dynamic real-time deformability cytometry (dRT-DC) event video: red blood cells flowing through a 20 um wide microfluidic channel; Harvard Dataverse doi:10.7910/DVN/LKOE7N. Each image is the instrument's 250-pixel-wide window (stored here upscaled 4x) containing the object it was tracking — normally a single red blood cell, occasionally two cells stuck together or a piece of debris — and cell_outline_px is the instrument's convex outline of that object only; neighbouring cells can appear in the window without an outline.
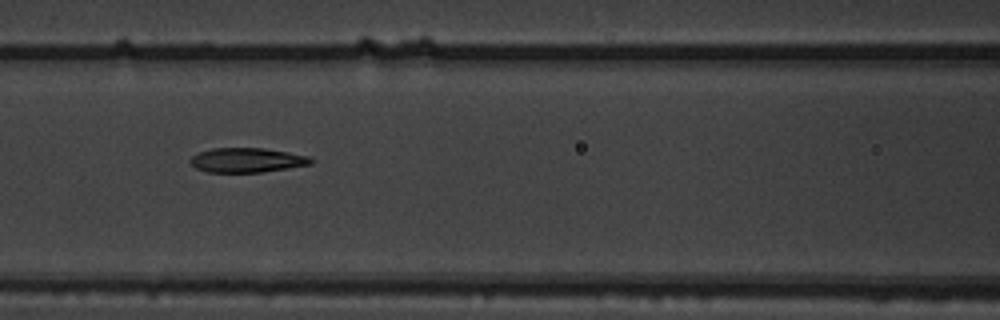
{"species": "common noctule bat (a hibernating species)", "species_latin": "Nyctalus noctula", "temperature_condition": "warm", "stored_images_in_passage": 9, "camera_frame_rate_fps": 3000, "um_per_image_px": 0.085, "animal": {"sex": "male", "body_mass_g": 19.5, "forearm_length_mm": 54.6}, "frame": {"image": 1, "passage_image": 7, "time_ms": 2.0, "image_size_px": [1000, 320], "cell_outline_px": [[316, 160], [312, 164], [260, 172], [208, 172], [196, 168], [188, 160], [192, 156], [200, 152], [212, 148], [264, 148], [288, 152], [308, 156]], "centroid_in_image_um": [21.0, 13.6], "position_along_channel_um": 145.6, "area_um2": 17.17}}
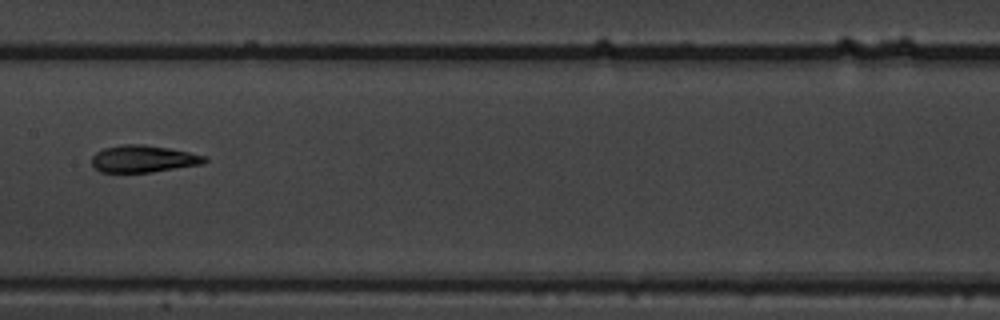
{"frame": {"image": 2, "passage_image": 8, "time_ms": 2.333, "image_size_px": [1000, 320], "cell_outline_px": [[208, 160], [204, 164], [152, 172], [100, 172], [92, 164], [92, 156], [96, 152], [104, 148], [120, 144], [144, 144], [168, 148], [188, 152], [204, 156]], "centroid_in_image_um": [12.17, 13.5], "position_along_channel_um": 195.2, "area_um2": 17.8}}
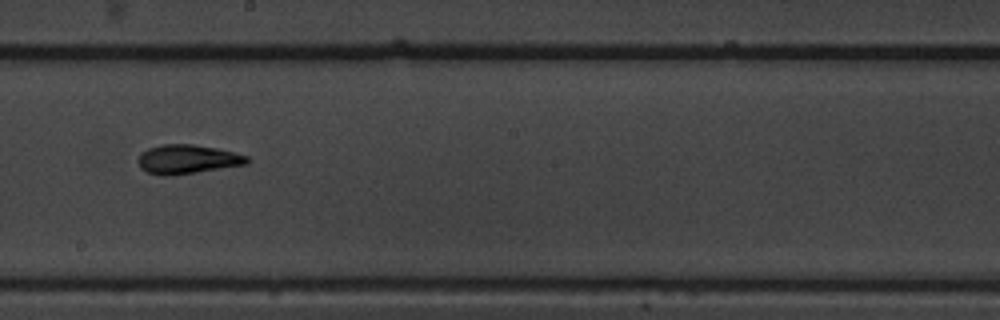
{"frame": {"image": 3, "passage_image": 9, "time_ms": 2.667, "image_size_px": [1000, 320], "cell_outline_px": [[252, 160], [248, 164], [196, 172], [168, 176], [160, 176], [148, 172], [140, 168], [136, 160], [140, 152], [148, 148], [160, 144], [192, 144], [216, 148], [248, 156]], "centroid_in_image_um": [15.89, 13.53], "position_along_channel_um": 232.3, "area_um2": 18.67}}